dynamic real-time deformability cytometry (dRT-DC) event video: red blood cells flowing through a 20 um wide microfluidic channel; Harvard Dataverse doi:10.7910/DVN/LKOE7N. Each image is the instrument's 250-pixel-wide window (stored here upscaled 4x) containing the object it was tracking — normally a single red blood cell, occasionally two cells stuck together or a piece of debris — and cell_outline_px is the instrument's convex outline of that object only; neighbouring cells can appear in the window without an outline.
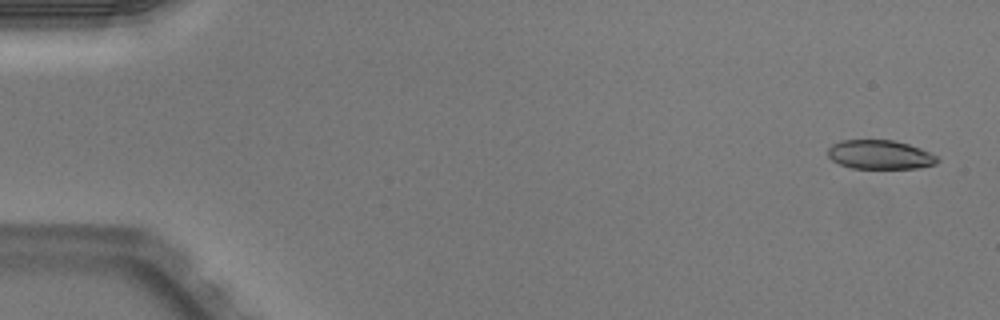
{"species": "Egyptian fruit bat (a non-hibernating species)", "species_latin": "Rousettus aegyptiacus", "temperature_condition": "warm", "stored_images_in_passage": 51, "camera_frame_rate_fps": 3000, "um_per_image_px": 0.085, "animal": {"sex": "male"}, "frame": {"image": 1, "passage_image": 2, "time_ms": 0.333, "image_size_px": [1000, 320], "cell_outline_px": [[940, 160], [936, 164], [920, 168], [852, 168], [840, 164], [832, 160], [828, 156], [828, 148], [832, 144], [840, 140], [892, 140], [908, 144], [920, 148], [936, 156]], "centroid_in_image_um": [74.79, 13.14], "position_along_channel_um": 10.2, "area_um2": 18.5}}
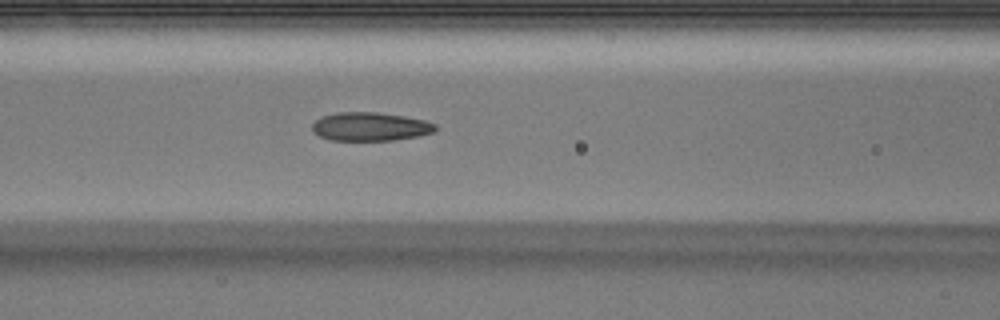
{"frame": {"image": 2, "passage_image": 22, "time_ms": 7.0, "image_size_px": [1000, 320], "cell_outline_px": [[436, 128], [432, 132], [420, 136], [392, 140], [332, 140], [320, 136], [312, 132], [312, 124], [316, 120], [324, 116], [336, 112], [376, 112], [404, 116], [424, 120], [436, 124]], "centroid_in_image_um": [31.46, 10.76], "position_along_channel_um": 135.1, "area_um2": 20.4}}
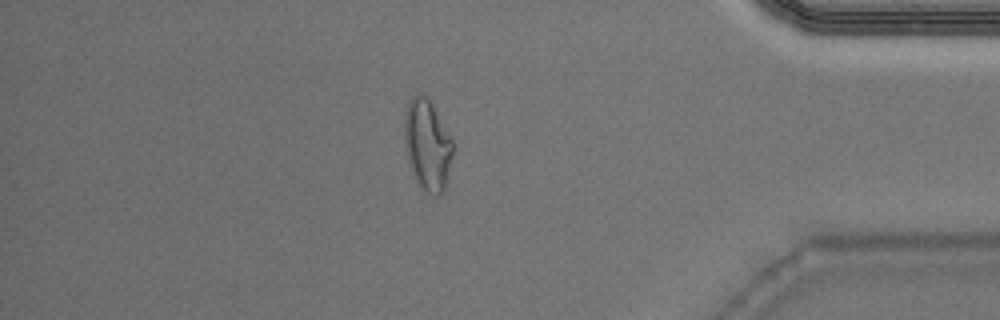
{"frame": {"image": 3, "passage_image": 44, "time_ms": 14.333, "image_size_px": [1000, 320], "cell_outline_px": [[452, 156], [448, 176], [444, 192], [440, 196], [432, 196], [412, 176], [404, 140], [404, 112], [408, 100], [412, 96], [420, 92], [424, 92], [428, 96], [452, 140]], "centroid_in_image_um": [36.3, 12.28], "position_along_channel_um": 398.9, "area_um2": 25.89}, "authors_computed_cell_mechanics": {"area_um2": 20.6346, "velocity_mm_per_s": 4.0137, "shape_relaxation_time_tau1_ms": 4.9927, "shape_relaxation_time_tau2_ms": 1.6518, "deformation_change_tau1": 0.2022, "deformation_change_tau2": 0.1049}}